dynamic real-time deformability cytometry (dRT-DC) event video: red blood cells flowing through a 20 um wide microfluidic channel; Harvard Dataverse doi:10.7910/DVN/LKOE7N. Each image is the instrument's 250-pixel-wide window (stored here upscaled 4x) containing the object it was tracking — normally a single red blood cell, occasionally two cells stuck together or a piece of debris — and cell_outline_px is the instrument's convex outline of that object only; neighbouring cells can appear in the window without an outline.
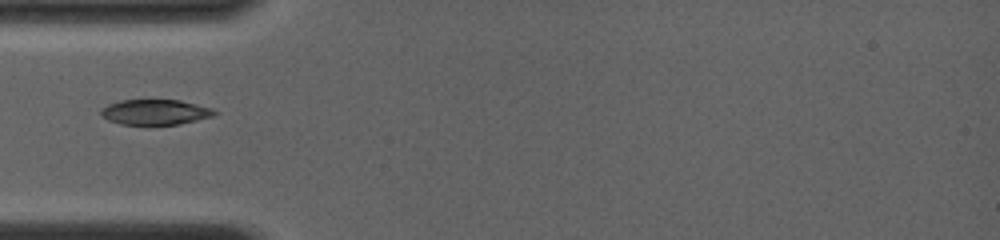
{"species": "common noctule bat (a hibernating species)", "species_latin": "Nyctalus noctula", "temperature_condition": "room temperature", "stored_images_in_passage": 41, "camera_frame_rate_fps": 4000, "um_per_image_px": 0.085, "animal": {"sex": "female", "body_mass_g": 19.0, "forearm_length_mm": 56.7}, "frame": {"image": 1, "passage_image": 1, "time_ms": 0.0, "image_size_px": [1000, 240], "cell_outline_px": [[220, 112], [212, 116], [180, 124], [120, 124], [108, 120], [100, 116], [100, 108], [108, 104], [120, 100], [180, 100], [212, 108]], "centroid_in_image_um": [13.17, 9.52], "position_along_channel_um": 71.8, "area_um2": 16.76}}
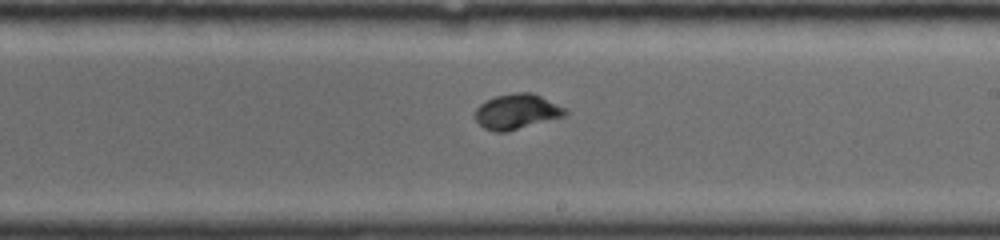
{"frame": {"image": 2, "passage_image": 25, "time_ms": 4.25, "image_size_px": [1000, 240], "cell_outline_px": [[568, 112], [564, 116], [508, 132], [496, 132], [484, 128], [476, 120], [476, 108], [484, 100], [496, 96], [512, 92], [532, 92], [568, 108]], "centroid_in_image_um": [43.95, 9.47], "position_along_channel_um": 245.1, "area_um2": 18.67}}
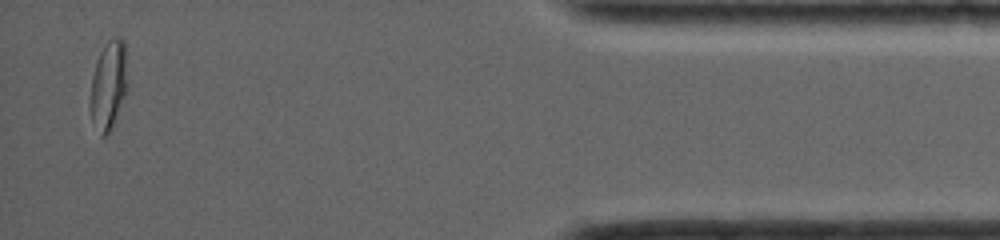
{"frame": {"image": 3, "passage_image": 41, "time_ms": 10.0, "image_size_px": [1000, 240], "cell_outline_px": [[128, 84], [124, 96], [112, 124], [108, 132], [104, 136], [100, 136], [92, 120], [88, 108], [92, 76], [100, 52], [104, 44], [112, 36], [120, 36], [124, 40]], "centroid_in_image_um": [9.21, 7.18], "position_along_channel_um": 426.0, "area_um2": 19.31}}